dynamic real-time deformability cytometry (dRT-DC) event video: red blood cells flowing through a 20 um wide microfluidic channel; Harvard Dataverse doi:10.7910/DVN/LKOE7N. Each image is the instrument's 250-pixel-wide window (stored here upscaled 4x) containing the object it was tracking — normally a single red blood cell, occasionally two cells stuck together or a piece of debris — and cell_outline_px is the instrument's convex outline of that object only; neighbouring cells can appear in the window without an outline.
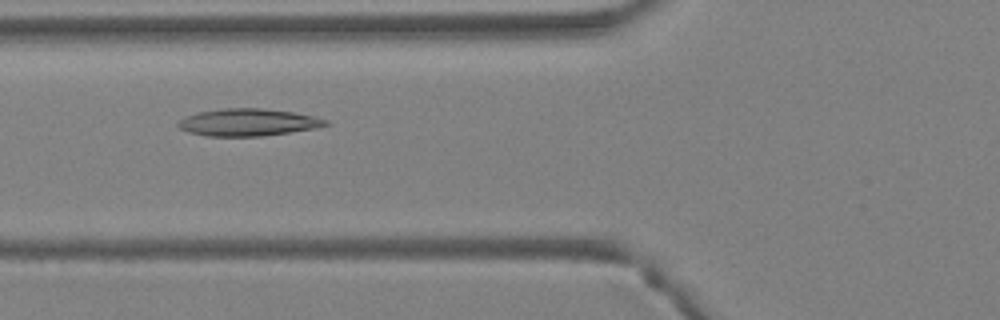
{"species": "Egyptian fruit bat (a non-hibernating species)", "species_latin": "Rousettus aegyptiacus", "temperature_condition": "warm", "stored_images_in_passage": 5, "camera_frame_rate_fps": 3000, "um_per_image_px": 0.085, "animal": {"sex": "female"}, "frame": {"image": 1, "passage_image": 5, "time_ms": 1.333, "image_size_px": [1000, 320], "cell_outline_px": [[332, 124], [312, 128], [288, 132], [260, 136], [208, 136], [188, 132], [180, 128], [176, 124], [180, 120], [188, 116], [200, 112], [224, 108], [260, 108], [292, 112], [312, 116], [328, 120]], "centroid_in_image_um": [21.08, 10.4], "position_along_channel_um": 104.7, "area_um2": 23.0}}